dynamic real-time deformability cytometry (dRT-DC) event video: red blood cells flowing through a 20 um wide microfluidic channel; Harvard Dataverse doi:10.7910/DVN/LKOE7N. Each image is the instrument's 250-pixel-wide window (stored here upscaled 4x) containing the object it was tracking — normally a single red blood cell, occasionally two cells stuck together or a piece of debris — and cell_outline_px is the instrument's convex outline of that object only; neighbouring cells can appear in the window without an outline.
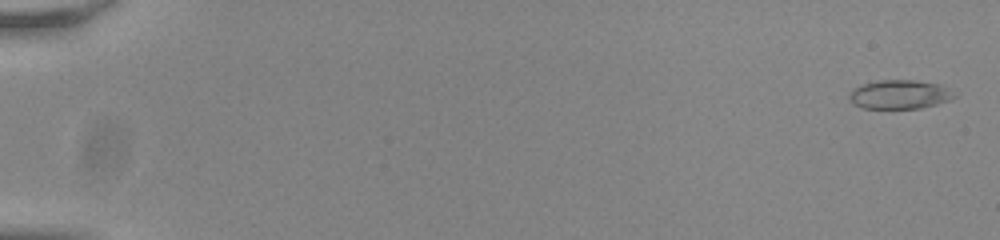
{"species": "common noctule bat (a hibernating species)", "species_latin": "Nyctalus noctula", "temperature_condition": "room temperature", "stored_images_in_passage": 56, "camera_frame_rate_fps": 3000, "um_per_image_px": 0.085, "animal": {"sex": "male", "body_mass_g": 20.0, "forearm_length_mm": 53.3}, "frame": {"image": 1, "passage_image": 2, "time_ms": 0.333, "image_size_px": [1000, 240], "cell_outline_px": [[956, 96], [948, 100], [936, 104], [920, 108], [864, 108], [852, 104], [848, 96], [856, 88], [864, 84], [880, 80], [916, 80], [936, 84]], "centroid_in_image_um": [76.4, 8.04], "position_along_channel_um": 8.6, "area_um2": 17.11}}
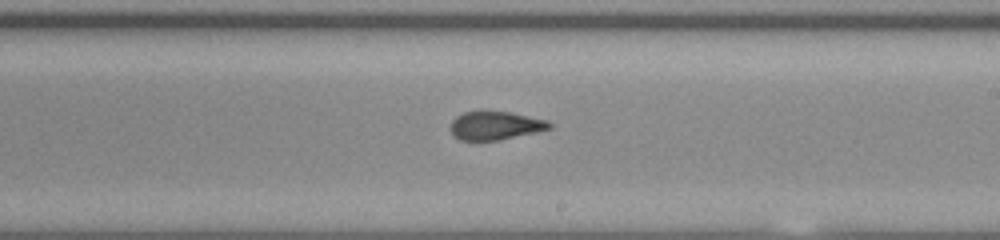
{"frame": {"image": 2, "passage_image": 35, "time_ms": 11.333, "image_size_px": [1000, 240], "cell_outline_px": [[552, 128], [536, 132], [496, 140], [460, 140], [452, 136], [452, 120], [456, 116], [464, 112], [508, 112], [548, 120], [552, 124]], "centroid_in_image_um": [42.11, 10.68], "position_along_channel_um": 246.9, "area_um2": 16.07}}
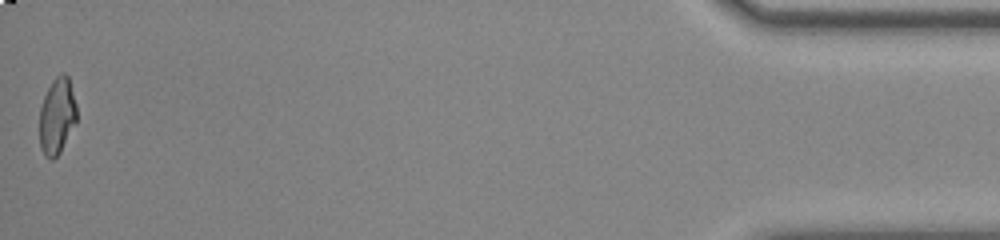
{"frame": {"image": 3, "passage_image": 56, "time_ms": 18.333, "image_size_px": [1000, 240], "cell_outline_px": [[76, 124], [60, 152], [52, 160], [48, 160], [44, 156], [40, 148], [40, 108], [44, 96], [52, 80], [60, 72], [64, 72], [68, 76], [76, 104]], "centroid_in_image_um": [4.85, 9.87], "position_along_channel_um": 430.4, "area_um2": 16.7}, "authors_computed_cell_mechanics": {"area_um2": 17.3689, "velocity_mm_per_s": 3.8117, "shape_relaxation_time_tau1_ms": null, "shape_relaxation_time_tau2_ms": 0.1489, "deformation_change_tau1": null, "deformation_change_tau2": 0.0578}}